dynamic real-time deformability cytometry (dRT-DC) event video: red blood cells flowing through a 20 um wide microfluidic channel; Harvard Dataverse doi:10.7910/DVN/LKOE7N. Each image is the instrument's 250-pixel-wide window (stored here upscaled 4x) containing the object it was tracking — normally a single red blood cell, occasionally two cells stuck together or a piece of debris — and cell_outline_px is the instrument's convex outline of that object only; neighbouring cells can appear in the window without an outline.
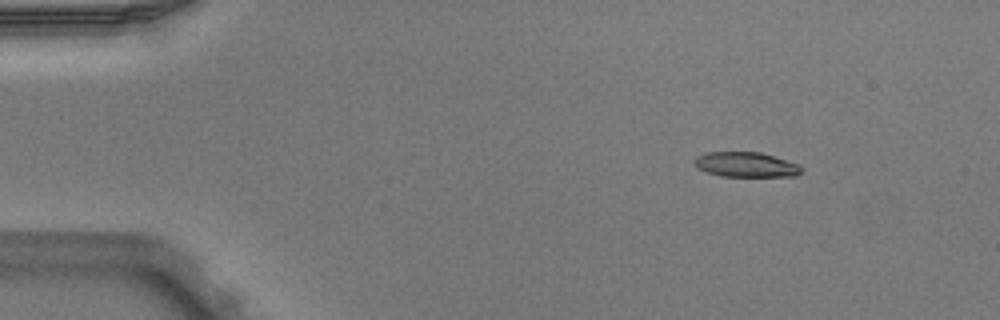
{"species": "Egyptian fruit bat (a non-hibernating species)", "species_latin": "Rousettus aegyptiacus", "temperature_condition": "warm", "stored_images_in_passage": 4, "camera_frame_rate_fps": 3000, "um_per_image_px": 0.085, "animal": {"sex": "male"}, "frame": {"image": 1, "passage_image": 2, "time_ms": 0.333, "image_size_px": [1000, 320], "cell_outline_px": [[804, 168], [796, 176], [720, 176], [696, 168], [692, 164], [692, 160], [696, 156], [708, 152], [760, 152], [800, 164]], "centroid_in_image_um": [63.38, 13.99], "position_along_channel_um": 21.6, "area_um2": 15.72}}